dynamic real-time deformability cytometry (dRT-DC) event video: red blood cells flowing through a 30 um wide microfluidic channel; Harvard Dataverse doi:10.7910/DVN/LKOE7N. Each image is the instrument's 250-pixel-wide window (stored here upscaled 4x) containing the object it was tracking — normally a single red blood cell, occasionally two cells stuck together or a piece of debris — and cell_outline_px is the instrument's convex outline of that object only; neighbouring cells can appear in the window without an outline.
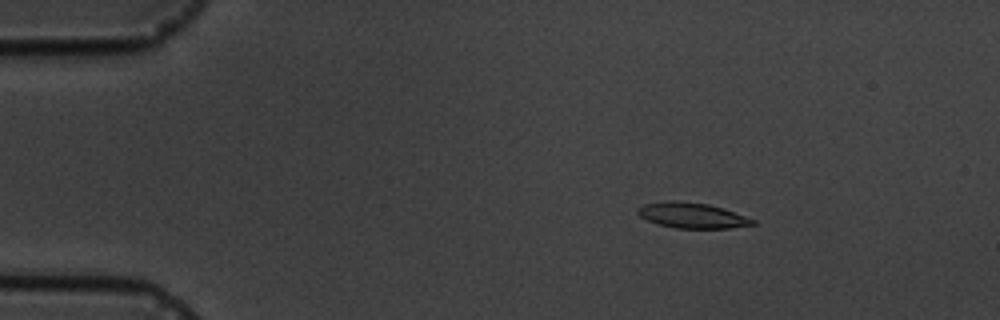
{"species": "common noctule bat (a hibernating species)", "species_latin": "Nyctalus noctula", "temperature_condition": "cold", "stored_images_in_passage": 4, "camera_frame_rate_fps": 3000, "um_per_image_px": 0.085, "animal": {"sex": "male", "body_mass_g": 19.5, "forearm_length_mm": 54.6}, "frame": {"image": 1, "passage_image": 2, "time_ms": 1.333, "image_size_px": [1000, 320], "cell_outline_px": [[756, 224], [728, 228], [676, 228], [656, 224], [640, 216], [636, 212], [636, 208], [644, 204], [668, 200], [676, 200], [708, 204], [724, 208], [756, 220]], "centroid_in_image_um": [58.8, 18.3], "position_along_channel_um": 26.2, "area_um2": 17.17}}